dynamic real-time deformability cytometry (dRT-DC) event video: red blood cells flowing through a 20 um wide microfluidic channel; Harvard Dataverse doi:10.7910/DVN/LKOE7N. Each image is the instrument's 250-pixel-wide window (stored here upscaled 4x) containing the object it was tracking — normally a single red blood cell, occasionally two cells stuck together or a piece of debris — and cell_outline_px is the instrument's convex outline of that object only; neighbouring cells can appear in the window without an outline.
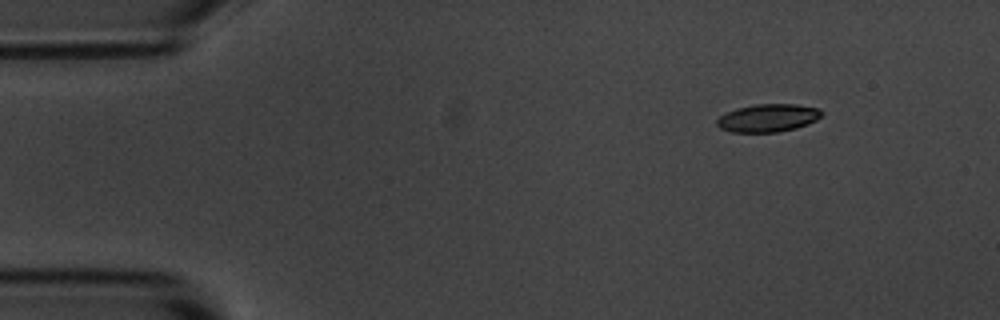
{"species": "common noctule bat (a hibernating species)", "species_latin": "Nyctalus noctula", "temperature_condition": "room temperature", "stored_images_in_passage": 3, "camera_frame_rate_fps": 3000, "um_per_image_px": 0.085, "animal": {"sex": "male", "body_mass_g": 20.1, "forearm_length_mm": 53.5}, "frame": {"image": 1, "passage_image": 1, "time_ms": 0.0, "image_size_px": [1000, 320], "cell_outline_px": [[824, 116], [808, 124], [796, 128], [776, 132], [732, 132], [720, 128], [716, 124], [716, 120], [720, 116], [736, 108], [756, 104], [796, 104], [820, 108], [824, 112]], "centroid_in_image_um": [65.33, 10.02], "position_along_channel_um": 19.7, "area_um2": 17.17}}